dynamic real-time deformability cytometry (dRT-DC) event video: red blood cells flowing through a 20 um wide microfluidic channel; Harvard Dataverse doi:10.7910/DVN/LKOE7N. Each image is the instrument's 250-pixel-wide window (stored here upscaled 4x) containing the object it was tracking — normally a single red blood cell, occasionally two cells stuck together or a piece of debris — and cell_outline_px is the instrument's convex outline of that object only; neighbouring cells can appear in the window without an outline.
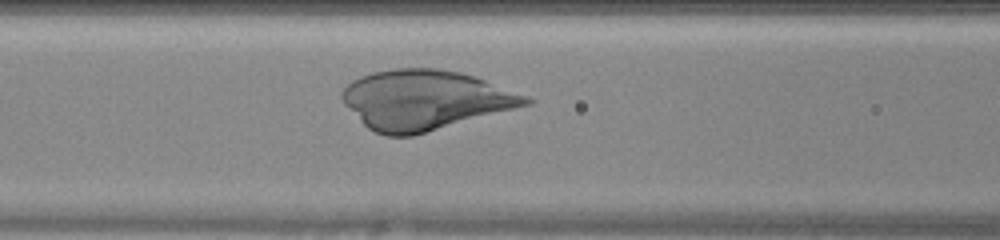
{"species": "human", "species_latin": "Homo sapiens", "temperature_condition": "warm", "stored_images_in_passage": 29, "camera_frame_rate_fps": 3000, "um_per_image_px": 0.085, "donor": {"sex": "female"}, "frame": {"image": 1, "passage_image": 11, "time_ms": 3.333, "image_size_px": [1000, 240], "cell_outline_px": [[536, 100], [532, 104], [412, 136], [384, 136], [368, 128], [344, 104], [340, 96], [340, 92], [352, 80], [360, 76], [372, 72], [396, 68], [440, 68], [460, 72], [484, 80], [528, 96]], "centroid_in_image_um": [36.11, 8.49], "position_along_channel_um": 130.5, "area_um2": 63.7}}
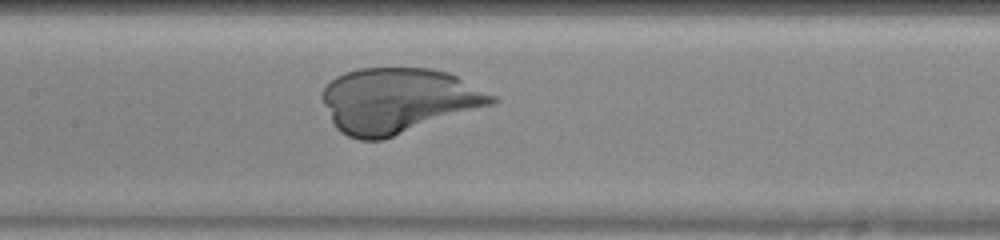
{"frame": {"image": 2, "passage_image": 14, "time_ms": 4.333, "image_size_px": [1000, 240], "cell_outline_px": [[500, 100], [492, 104], [380, 140], [360, 140], [348, 136], [340, 132], [336, 128], [324, 104], [324, 88], [336, 76], [344, 72], [360, 68], [432, 68], [448, 72], [496, 96]], "centroid_in_image_um": [33.83, 8.53], "position_along_channel_um": 173.6, "area_um2": 63.46}}